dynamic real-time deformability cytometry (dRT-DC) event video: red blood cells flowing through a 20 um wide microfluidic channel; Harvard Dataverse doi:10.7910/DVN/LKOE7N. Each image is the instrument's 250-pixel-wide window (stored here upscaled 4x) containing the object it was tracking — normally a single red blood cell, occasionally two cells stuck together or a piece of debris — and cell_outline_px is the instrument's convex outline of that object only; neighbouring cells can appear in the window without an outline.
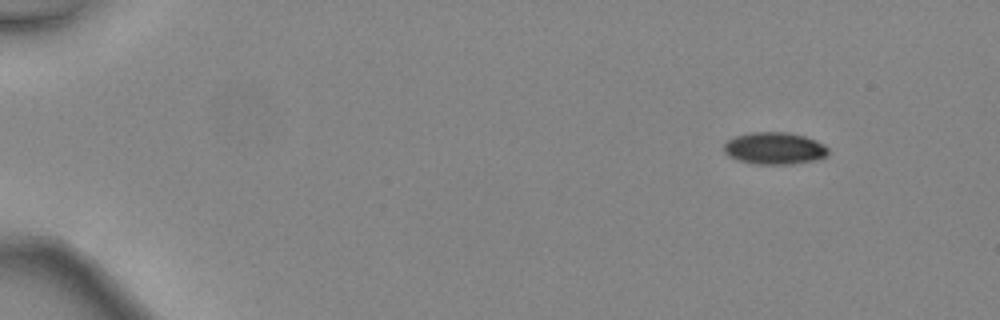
{"species": "common noctule bat (a hibernating species)", "species_latin": "Nyctalus noctula", "temperature_condition": "warm", "stored_images_in_passage": 17, "camera_frame_rate_fps": 3000, "um_per_image_px": 0.085, "animal": {"sex": "female", "body_mass_g": 24.6, "forearm_length_mm": 56.2}, "frame": {"image": 1, "passage_image": 1, "time_ms": 0.0, "image_size_px": [1000, 320], "cell_outline_px": [[828, 156], [816, 160], [792, 164], [756, 164], [740, 160], [728, 156], [724, 152], [724, 144], [728, 140], [736, 136], [752, 132], [788, 132], [804, 136], [816, 140], [824, 144], [828, 148]], "centroid_in_image_um": [65.86, 12.61], "position_along_channel_um": 19.1, "area_um2": 19.54}}
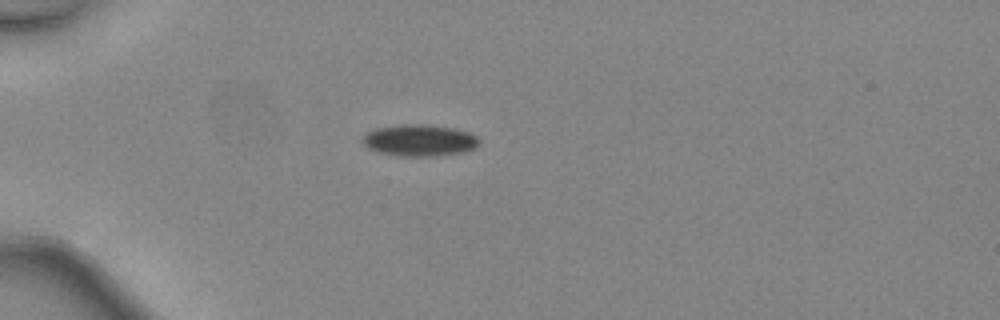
{"frame": {"image": 2, "passage_image": 10, "time_ms": 3.0, "image_size_px": [1000, 320], "cell_outline_px": [[480, 144], [476, 148], [468, 152], [436, 156], [396, 156], [376, 152], [368, 148], [360, 140], [368, 132], [376, 128], [400, 124], [428, 124], [452, 128], [468, 132], [476, 136], [480, 140]], "centroid_in_image_um": [35.67, 11.94], "position_along_channel_um": 49.3, "area_um2": 21.91}}